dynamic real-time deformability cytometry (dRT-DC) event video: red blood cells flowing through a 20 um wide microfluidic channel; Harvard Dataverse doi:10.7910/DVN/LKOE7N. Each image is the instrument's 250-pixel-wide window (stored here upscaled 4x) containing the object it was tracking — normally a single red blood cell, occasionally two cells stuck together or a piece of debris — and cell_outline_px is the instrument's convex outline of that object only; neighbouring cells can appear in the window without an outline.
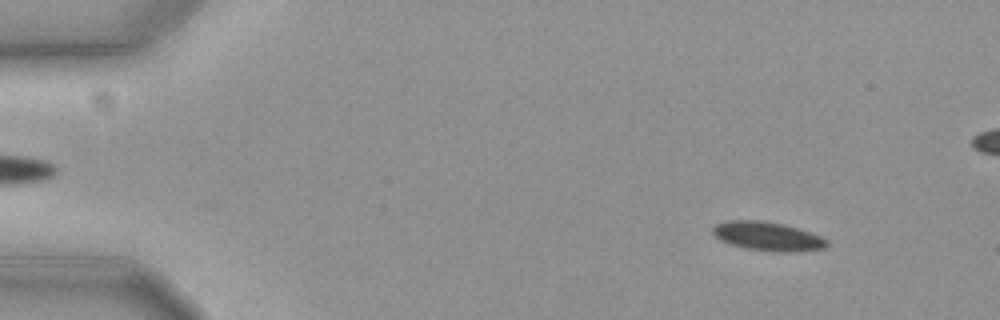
{"species": "common noctule bat (a hibernating species)", "species_latin": "Nyctalus noctula", "temperature_condition": "cold", "stored_images_in_passage": 13, "camera_frame_rate_fps": 3000, "um_per_image_px": 0.085, "animal": {"sex": "female", "body_mass_g": 19.3, "forearm_length_mm": 54.1}, "frame": {"image": 1, "passage_image": 1, "time_ms": 0.0, "image_size_px": [1000, 320], "cell_outline_px": [[828, 244], [824, 248], [792, 252], [780, 252], [744, 248], [720, 240], [712, 232], [712, 228], [716, 224], [728, 220], [764, 220], [784, 224], [800, 228], [820, 236], [828, 240]], "centroid_in_image_um": [65.26, 20.07], "position_along_channel_um": 19.7, "area_um2": 19.25}}